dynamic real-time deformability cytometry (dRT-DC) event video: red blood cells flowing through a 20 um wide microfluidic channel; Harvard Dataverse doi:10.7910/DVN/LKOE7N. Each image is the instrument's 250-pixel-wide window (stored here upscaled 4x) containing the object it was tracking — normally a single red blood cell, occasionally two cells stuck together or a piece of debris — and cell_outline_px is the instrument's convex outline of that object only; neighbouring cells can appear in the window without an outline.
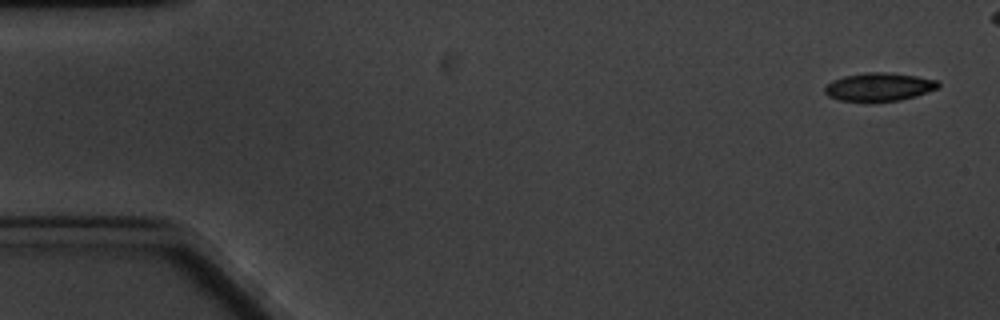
{"species": "common noctule bat (a hibernating species)", "species_latin": "Nyctalus noctula", "temperature_condition": "cold", "stored_images_in_passage": 6, "camera_frame_rate_fps": 3000, "um_per_image_px": 0.085, "animal": {"sex": "male", "body_mass_g": 20.1, "forearm_length_mm": 53.5}, "frame": {"image": 1, "passage_image": 1, "time_ms": 0.0, "image_size_px": [1000, 320], "cell_outline_px": [[940, 84], [936, 88], [916, 96], [900, 100], [872, 104], [840, 100], [828, 96], [824, 92], [824, 88], [828, 84], [844, 76], [868, 72], [888, 72], [916, 76], [936, 80]], "centroid_in_image_um": [74.69, 7.42], "position_along_channel_um": 10.3, "area_um2": 18.96}}